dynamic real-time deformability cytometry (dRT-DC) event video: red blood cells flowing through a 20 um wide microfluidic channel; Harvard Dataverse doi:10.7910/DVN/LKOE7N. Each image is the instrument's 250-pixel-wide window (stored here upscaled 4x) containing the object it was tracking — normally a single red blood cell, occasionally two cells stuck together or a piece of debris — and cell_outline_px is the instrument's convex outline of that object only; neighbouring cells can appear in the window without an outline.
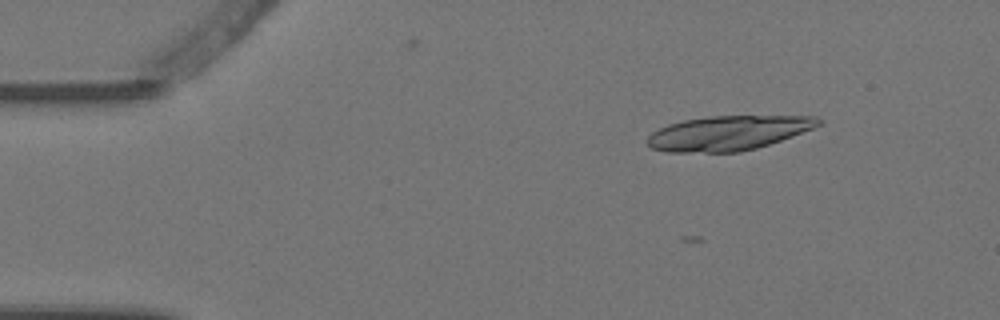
{"species": "Egyptian fruit bat (a non-hibernating species)", "species_latin": "Rousettus aegyptiacus", "temperature_condition": "warm", "stored_images_in_passage": 5, "segment_of_instrument_passage": [2, 2], "camera_frame_rate_fps": 3000, "um_per_image_px": 0.085, "animal": {"sex": "female"}, "frame": {"image": 1, "passage_image": 5, "time_ms": 1.333, "image_size_px": [1000, 320], "cell_outline_px": [[820, 124], [812, 128], [780, 140], [756, 148], [740, 152], [664, 152], [652, 148], [648, 144], [648, 136], [652, 132], [668, 124], [684, 120], [708, 116], [816, 116], [820, 120]], "centroid_in_image_um": [61.85, 11.31], "position_along_channel_um": 23.1, "area_um2": 34.1}}